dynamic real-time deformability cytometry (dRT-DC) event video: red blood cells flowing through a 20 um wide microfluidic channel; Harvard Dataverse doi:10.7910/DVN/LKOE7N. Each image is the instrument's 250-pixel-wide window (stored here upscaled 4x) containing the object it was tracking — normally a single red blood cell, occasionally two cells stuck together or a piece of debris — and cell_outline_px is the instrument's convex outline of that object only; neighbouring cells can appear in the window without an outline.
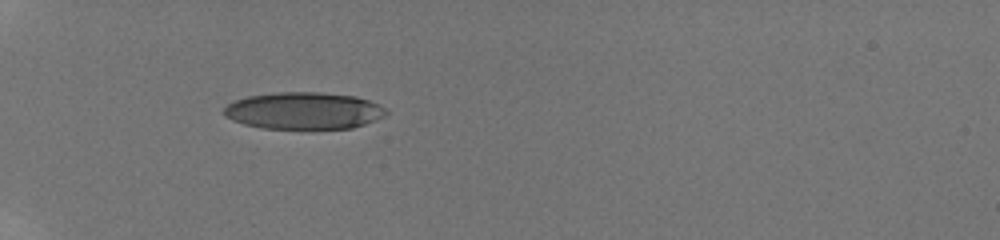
{"species": "human", "species_latin": "Homo sapiens", "temperature_condition": "room temperature", "stored_images_in_passage": 52, "camera_frame_rate_fps": 3000, "um_per_image_px": 0.085, "donor": {"sex": "male"}, "frame": {"image": 1, "passage_image": 1, "time_ms": 0.0, "image_size_px": [1000, 240], "cell_outline_px": [[388, 112], [384, 116], [376, 120], [352, 128], [312, 132], [260, 128], [244, 124], [232, 120], [224, 116], [224, 108], [232, 100], [248, 96], [276, 92], [320, 92], [356, 96], [380, 104]], "centroid_in_image_um": [25.82, 9.46], "position_along_channel_um": 59.2, "area_um2": 36.36}}
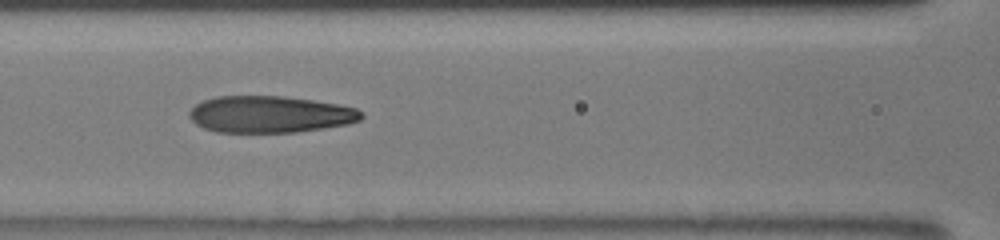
{"frame": {"image": 2, "passage_image": 22, "time_ms": 2.667, "image_size_px": [1000, 240], "cell_outline_px": [[364, 116], [360, 120], [348, 124], [324, 128], [296, 132], [216, 132], [204, 128], [196, 124], [188, 116], [188, 112], [196, 104], [204, 100], [216, 96], [284, 96], [312, 100], [336, 104], [356, 108]], "centroid_in_image_um": [22.93, 9.72], "position_along_channel_um": 143.7, "area_um2": 36.82}}
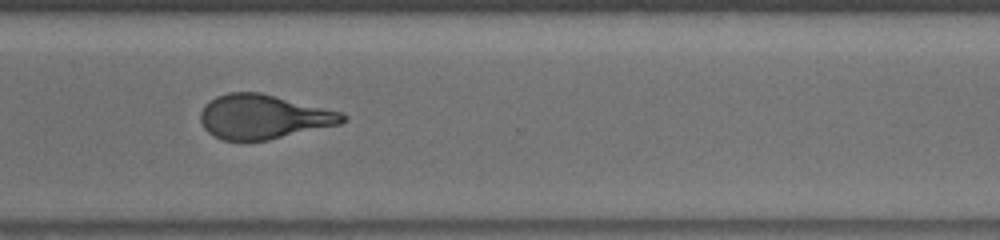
{"frame": {"image": 3, "passage_image": 51, "time_ms": 7.667, "image_size_px": [1000, 240], "cell_outline_px": [[348, 120], [340, 124], [268, 140], [224, 140], [212, 136], [204, 128], [200, 120], [200, 112], [204, 104], [216, 96], [228, 92], [260, 92], [344, 112], [348, 116]], "centroid_in_image_um": [22.4, 9.92], "position_along_channel_um": 348.2, "area_um2": 36.99}}